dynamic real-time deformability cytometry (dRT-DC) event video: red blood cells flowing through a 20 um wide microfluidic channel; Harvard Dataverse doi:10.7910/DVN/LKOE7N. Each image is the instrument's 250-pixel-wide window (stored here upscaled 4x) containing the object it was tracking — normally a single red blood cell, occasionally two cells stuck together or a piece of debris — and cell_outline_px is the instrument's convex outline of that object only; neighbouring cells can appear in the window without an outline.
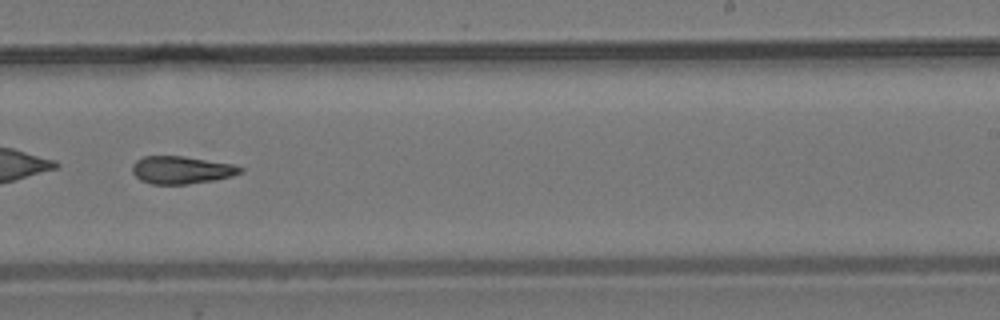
{"species": "common noctule bat (a hibernating species)", "species_latin": "Nyctalus noctula", "temperature_condition": "room temperature", "stored_images_in_passage": 32, "camera_frame_rate_fps": 3000, "um_per_image_px": 0.085, "animal": {"sex": "male", "body_mass_g": 19.2, "forearm_length_mm": 51.8}, "frame": {"image": 1, "passage_image": 19, "time_ms": 6.0, "image_size_px": [1000, 320], "cell_outline_px": [[244, 172], [232, 176], [212, 180], [188, 184], [152, 184], [140, 180], [132, 172], [132, 164], [136, 160], [144, 156], [184, 156], [232, 164], [244, 168]], "centroid_in_image_um": [15.42, 14.44], "position_along_channel_um": 273.6, "area_um2": 17.4}, "authors_computed_cell_mechanics": {"area_um2": 17.8024, "velocity_mm_per_s": 3.7771, "shape_relaxation_time_tau1_ms": null, "shape_relaxation_time_tau2_ms": 7.8508, "deformation_change_tau1": null, "deformation_change_tau2": 0.1822}}